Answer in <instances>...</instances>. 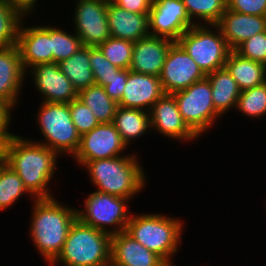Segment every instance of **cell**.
<instances>
[{"label": "cell", "mask_w": 266, "mask_h": 266, "mask_svg": "<svg viewBox=\"0 0 266 266\" xmlns=\"http://www.w3.org/2000/svg\"><path fill=\"white\" fill-rule=\"evenodd\" d=\"M172 95L184 122L198 137L221 116L215 110L207 77Z\"/></svg>", "instance_id": "ba28073f"}, {"label": "cell", "mask_w": 266, "mask_h": 266, "mask_svg": "<svg viewBox=\"0 0 266 266\" xmlns=\"http://www.w3.org/2000/svg\"><path fill=\"white\" fill-rule=\"evenodd\" d=\"M12 6L21 10L25 15L31 13L37 0H8Z\"/></svg>", "instance_id": "b9f144b4"}, {"label": "cell", "mask_w": 266, "mask_h": 266, "mask_svg": "<svg viewBox=\"0 0 266 266\" xmlns=\"http://www.w3.org/2000/svg\"><path fill=\"white\" fill-rule=\"evenodd\" d=\"M182 228L183 224L178 218L160 214H139L131 215L126 232L158 255L167 265H173L171 257L178 251Z\"/></svg>", "instance_id": "5b68a950"}, {"label": "cell", "mask_w": 266, "mask_h": 266, "mask_svg": "<svg viewBox=\"0 0 266 266\" xmlns=\"http://www.w3.org/2000/svg\"><path fill=\"white\" fill-rule=\"evenodd\" d=\"M164 94L159 77L128 69L127 83L118 106L150 111L154 103Z\"/></svg>", "instance_id": "e0dca14e"}, {"label": "cell", "mask_w": 266, "mask_h": 266, "mask_svg": "<svg viewBox=\"0 0 266 266\" xmlns=\"http://www.w3.org/2000/svg\"><path fill=\"white\" fill-rule=\"evenodd\" d=\"M17 48L24 70L39 64L52 63L51 26L24 27L21 25Z\"/></svg>", "instance_id": "2e32d148"}, {"label": "cell", "mask_w": 266, "mask_h": 266, "mask_svg": "<svg viewBox=\"0 0 266 266\" xmlns=\"http://www.w3.org/2000/svg\"><path fill=\"white\" fill-rule=\"evenodd\" d=\"M151 130L169 138L191 141L198 137L184 122L172 94H164L149 111Z\"/></svg>", "instance_id": "5bb4252c"}, {"label": "cell", "mask_w": 266, "mask_h": 266, "mask_svg": "<svg viewBox=\"0 0 266 266\" xmlns=\"http://www.w3.org/2000/svg\"><path fill=\"white\" fill-rule=\"evenodd\" d=\"M224 67L237 82L241 91L266 82V65L241 57L235 51H230Z\"/></svg>", "instance_id": "603a6c76"}, {"label": "cell", "mask_w": 266, "mask_h": 266, "mask_svg": "<svg viewBox=\"0 0 266 266\" xmlns=\"http://www.w3.org/2000/svg\"><path fill=\"white\" fill-rule=\"evenodd\" d=\"M195 24L194 20H190L182 0H152L149 35L177 42Z\"/></svg>", "instance_id": "30bf717a"}, {"label": "cell", "mask_w": 266, "mask_h": 266, "mask_svg": "<svg viewBox=\"0 0 266 266\" xmlns=\"http://www.w3.org/2000/svg\"><path fill=\"white\" fill-rule=\"evenodd\" d=\"M25 73L17 45L0 47V99L13 108L18 102Z\"/></svg>", "instance_id": "7402d4cb"}, {"label": "cell", "mask_w": 266, "mask_h": 266, "mask_svg": "<svg viewBox=\"0 0 266 266\" xmlns=\"http://www.w3.org/2000/svg\"><path fill=\"white\" fill-rule=\"evenodd\" d=\"M90 64L95 84L105 86L120 68L113 65L96 47H90Z\"/></svg>", "instance_id": "836d02e7"}, {"label": "cell", "mask_w": 266, "mask_h": 266, "mask_svg": "<svg viewBox=\"0 0 266 266\" xmlns=\"http://www.w3.org/2000/svg\"><path fill=\"white\" fill-rule=\"evenodd\" d=\"M110 260L118 266H168L126 231L111 235Z\"/></svg>", "instance_id": "ffe728a7"}, {"label": "cell", "mask_w": 266, "mask_h": 266, "mask_svg": "<svg viewBox=\"0 0 266 266\" xmlns=\"http://www.w3.org/2000/svg\"><path fill=\"white\" fill-rule=\"evenodd\" d=\"M12 109L13 107L8 102L0 99V129H8Z\"/></svg>", "instance_id": "60d3db41"}, {"label": "cell", "mask_w": 266, "mask_h": 266, "mask_svg": "<svg viewBox=\"0 0 266 266\" xmlns=\"http://www.w3.org/2000/svg\"><path fill=\"white\" fill-rule=\"evenodd\" d=\"M231 51L257 33L266 31V16L234 12L228 8L216 24Z\"/></svg>", "instance_id": "d6986e66"}, {"label": "cell", "mask_w": 266, "mask_h": 266, "mask_svg": "<svg viewBox=\"0 0 266 266\" xmlns=\"http://www.w3.org/2000/svg\"><path fill=\"white\" fill-rule=\"evenodd\" d=\"M30 233L34 245L49 265L60 254L77 209L61 205L56 198L34 199Z\"/></svg>", "instance_id": "7a4b0ae2"}, {"label": "cell", "mask_w": 266, "mask_h": 266, "mask_svg": "<svg viewBox=\"0 0 266 266\" xmlns=\"http://www.w3.org/2000/svg\"><path fill=\"white\" fill-rule=\"evenodd\" d=\"M172 43L169 39L153 35L134 42L129 70L159 77Z\"/></svg>", "instance_id": "ac0fdd59"}, {"label": "cell", "mask_w": 266, "mask_h": 266, "mask_svg": "<svg viewBox=\"0 0 266 266\" xmlns=\"http://www.w3.org/2000/svg\"><path fill=\"white\" fill-rule=\"evenodd\" d=\"M107 3L108 0H77L73 21L82 46L96 47L111 37Z\"/></svg>", "instance_id": "8fae6325"}, {"label": "cell", "mask_w": 266, "mask_h": 266, "mask_svg": "<svg viewBox=\"0 0 266 266\" xmlns=\"http://www.w3.org/2000/svg\"><path fill=\"white\" fill-rule=\"evenodd\" d=\"M116 67L129 69L132 62L134 42L110 37L97 46Z\"/></svg>", "instance_id": "4dcf8cb0"}, {"label": "cell", "mask_w": 266, "mask_h": 266, "mask_svg": "<svg viewBox=\"0 0 266 266\" xmlns=\"http://www.w3.org/2000/svg\"><path fill=\"white\" fill-rule=\"evenodd\" d=\"M69 110L73 124L81 135L90 132L100 123L90 110L78 97L69 103Z\"/></svg>", "instance_id": "e575fe53"}, {"label": "cell", "mask_w": 266, "mask_h": 266, "mask_svg": "<svg viewBox=\"0 0 266 266\" xmlns=\"http://www.w3.org/2000/svg\"><path fill=\"white\" fill-rule=\"evenodd\" d=\"M58 65L77 93L95 84L90 64V47L82 46L71 57L60 61Z\"/></svg>", "instance_id": "d4e9b609"}, {"label": "cell", "mask_w": 266, "mask_h": 266, "mask_svg": "<svg viewBox=\"0 0 266 266\" xmlns=\"http://www.w3.org/2000/svg\"><path fill=\"white\" fill-rule=\"evenodd\" d=\"M110 36L136 42L149 35V13H133L107 3Z\"/></svg>", "instance_id": "44dd1931"}, {"label": "cell", "mask_w": 266, "mask_h": 266, "mask_svg": "<svg viewBox=\"0 0 266 266\" xmlns=\"http://www.w3.org/2000/svg\"><path fill=\"white\" fill-rule=\"evenodd\" d=\"M85 209H77V218L84 224L107 232L110 235L126 231L131 214L127 210V198L102 192H92L85 199ZM130 214V215H129ZM116 226L107 229V226ZM116 229V230H115Z\"/></svg>", "instance_id": "9c48e42d"}, {"label": "cell", "mask_w": 266, "mask_h": 266, "mask_svg": "<svg viewBox=\"0 0 266 266\" xmlns=\"http://www.w3.org/2000/svg\"><path fill=\"white\" fill-rule=\"evenodd\" d=\"M187 14L192 19L204 20L206 24L216 25L227 9V0H182ZM208 22V23H207Z\"/></svg>", "instance_id": "f546056e"}, {"label": "cell", "mask_w": 266, "mask_h": 266, "mask_svg": "<svg viewBox=\"0 0 266 266\" xmlns=\"http://www.w3.org/2000/svg\"><path fill=\"white\" fill-rule=\"evenodd\" d=\"M227 8L242 14L266 16V0H227Z\"/></svg>", "instance_id": "8d00e7d4"}, {"label": "cell", "mask_w": 266, "mask_h": 266, "mask_svg": "<svg viewBox=\"0 0 266 266\" xmlns=\"http://www.w3.org/2000/svg\"><path fill=\"white\" fill-rule=\"evenodd\" d=\"M38 110V121L44 143H38L52 149L58 155H75L80 144V134L73 124L69 103L42 102Z\"/></svg>", "instance_id": "8992f818"}, {"label": "cell", "mask_w": 266, "mask_h": 266, "mask_svg": "<svg viewBox=\"0 0 266 266\" xmlns=\"http://www.w3.org/2000/svg\"><path fill=\"white\" fill-rule=\"evenodd\" d=\"M206 75L178 42H173L159 76L166 94L186 89Z\"/></svg>", "instance_id": "4fadbf2b"}, {"label": "cell", "mask_w": 266, "mask_h": 266, "mask_svg": "<svg viewBox=\"0 0 266 266\" xmlns=\"http://www.w3.org/2000/svg\"><path fill=\"white\" fill-rule=\"evenodd\" d=\"M31 194L18 174L7 164L0 166V210H5L23 193Z\"/></svg>", "instance_id": "f1b7e54d"}, {"label": "cell", "mask_w": 266, "mask_h": 266, "mask_svg": "<svg viewBox=\"0 0 266 266\" xmlns=\"http://www.w3.org/2000/svg\"><path fill=\"white\" fill-rule=\"evenodd\" d=\"M234 51L241 57L266 65V31L252 36L240 44Z\"/></svg>", "instance_id": "d590c367"}, {"label": "cell", "mask_w": 266, "mask_h": 266, "mask_svg": "<svg viewBox=\"0 0 266 266\" xmlns=\"http://www.w3.org/2000/svg\"><path fill=\"white\" fill-rule=\"evenodd\" d=\"M236 108L246 116L261 118L266 114V82L260 86L242 90Z\"/></svg>", "instance_id": "1f68e13d"}, {"label": "cell", "mask_w": 266, "mask_h": 266, "mask_svg": "<svg viewBox=\"0 0 266 266\" xmlns=\"http://www.w3.org/2000/svg\"><path fill=\"white\" fill-rule=\"evenodd\" d=\"M122 9L133 13H149L152 0H111Z\"/></svg>", "instance_id": "f35d334b"}, {"label": "cell", "mask_w": 266, "mask_h": 266, "mask_svg": "<svg viewBox=\"0 0 266 266\" xmlns=\"http://www.w3.org/2000/svg\"><path fill=\"white\" fill-rule=\"evenodd\" d=\"M23 16L25 14L8 0H0V47L17 45Z\"/></svg>", "instance_id": "83f0119b"}, {"label": "cell", "mask_w": 266, "mask_h": 266, "mask_svg": "<svg viewBox=\"0 0 266 266\" xmlns=\"http://www.w3.org/2000/svg\"><path fill=\"white\" fill-rule=\"evenodd\" d=\"M111 235L82 223L78 218L69 228L66 241L50 266H102L110 261Z\"/></svg>", "instance_id": "277c9868"}, {"label": "cell", "mask_w": 266, "mask_h": 266, "mask_svg": "<svg viewBox=\"0 0 266 266\" xmlns=\"http://www.w3.org/2000/svg\"><path fill=\"white\" fill-rule=\"evenodd\" d=\"M81 47L82 42L76 33L72 35L62 29L51 27V51L54 63L71 57Z\"/></svg>", "instance_id": "d6a6232c"}, {"label": "cell", "mask_w": 266, "mask_h": 266, "mask_svg": "<svg viewBox=\"0 0 266 266\" xmlns=\"http://www.w3.org/2000/svg\"><path fill=\"white\" fill-rule=\"evenodd\" d=\"M14 136L8 129H0V166L7 164L8 149Z\"/></svg>", "instance_id": "ab89813d"}, {"label": "cell", "mask_w": 266, "mask_h": 266, "mask_svg": "<svg viewBox=\"0 0 266 266\" xmlns=\"http://www.w3.org/2000/svg\"><path fill=\"white\" fill-rule=\"evenodd\" d=\"M78 98L90 108L99 123H112L118 104L101 85H91L78 93Z\"/></svg>", "instance_id": "4316f807"}, {"label": "cell", "mask_w": 266, "mask_h": 266, "mask_svg": "<svg viewBox=\"0 0 266 266\" xmlns=\"http://www.w3.org/2000/svg\"><path fill=\"white\" fill-rule=\"evenodd\" d=\"M30 69L37 91L44 95L42 102L70 103L78 97L77 91L62 73L58 63L39 64Z\"/></svg>", "instance_id": "9a60e30c"}, {"label": "cell", "mask_w": 266, "mask_h": 266, "mask_svg": "<svg viewBox=\"0 0 266 266\" xmlns=\"http://www.w3.org/2000/svg\"><path fill=\"white\" fill-rule=\"evenodd\" d=\"M112 123L127 146L151 128L148 111L121 106L117 107Z\"/></svg>", "instance_id": "484cf974"}, {"label": "cell", "mask_w": 266, "mask_h": 266, "mask_svg": "<svg viewBox=\"0 0 266 266\" xmlns=\"http://www.w3.org/2000/svg\"><path fill=\"white\" fill-rule=\"evenodd\" d=\"M127 148L113 123H100L80 137V144L74 159L84 166L88 161L120 156Z\"/></svg>", "instance_id": "7c38bea8"}, {"label": "cell", "mask_w": 266, "mask_h": 266, "mask_svg": "<svg viewBox=\"0 0 266 266\" xmlns=\"http://www.w3.org/2000/svg\"><path fill=\"white\" fill-rule=\"evenodd\" d=\"M206 77L211 85L212 100L215 110L222 115L230 108H236L241 90L228 70L224 67L207 74Z\"/></svg>", "instance_id": "cb8c5ba5"}, {"label": "cell", "mask_w": 266, "mask_h": 266, "mask_svg": "<svg viewBox=\"0 0 266 266\" xmlns=\"http://www.w3.org/2000/svg\"><path fill=\"white\" fill-rule=\"evenodd\" d=\"M102 266H118V265L114 264V263L110 260L108 263H106L105 265H102Z\"/></svg>", "instance_id": "7bdbcfd3"}, {"label": "cell", "mask_w": 266, "mask_h": 266, "mask_svg": "<svg viewBox=\"0 0 266 266\" xmlns=\"http://www.w3.org/2000/svg\"><path fill=\"white\" fill-rule=\"evenodd\" d=\"M204 25L195 24L184 32L177 42L207 75L224 68L231 50L217 25H211L214 26L217 33L209 30L206 25L204 27Z\"/></svg>", "instance_id": "52a82bcc"}, {"label": "cell", "mask_w": 266, "mask_h": 266, "mask_svg": "<svg viewBox=\"0 0 266 266\" xmlns=\"http://www.w3.org/2000/svg\"><path fill=\"white\" fill-rule=\"evenodd\" d=\"M57 155L37 141L15 135L9 145L7 165L18 174L32 198H53L48 184L56 170Z\"/></svg>", "instance_id": "6da1fadb"}, {"label": "cell", "mask_w": 266, "mask_h": 266, "mask_svg": "<svg viewBox=\"0 0 266 266\" xmlns=\"http://www.w3.org/2000/svg\"><path fill=\"white\" fill-rule=\"evenodd\" d=\"M128 69H120L115 76H113L109 83L104 86L107 95L117 104L123 96V90L127 83Z\"/></svg>", "instance_id": "74e56055"}, {"label": "cell", "mask_w": 266, "mask_h": 266, "mask_svg": "<svg viewBox=\"0 0 266 266\" xmlns=\"http://www.w3.org/2000/svg\"><path fill=\"white\" fill-rule=\"evenodd\" d=\"M135 155L88 161L87 167L96 191L131 199L145 184L143 168Z\"/></svg>", "instance_id": "3957f363"}]
</instances>
